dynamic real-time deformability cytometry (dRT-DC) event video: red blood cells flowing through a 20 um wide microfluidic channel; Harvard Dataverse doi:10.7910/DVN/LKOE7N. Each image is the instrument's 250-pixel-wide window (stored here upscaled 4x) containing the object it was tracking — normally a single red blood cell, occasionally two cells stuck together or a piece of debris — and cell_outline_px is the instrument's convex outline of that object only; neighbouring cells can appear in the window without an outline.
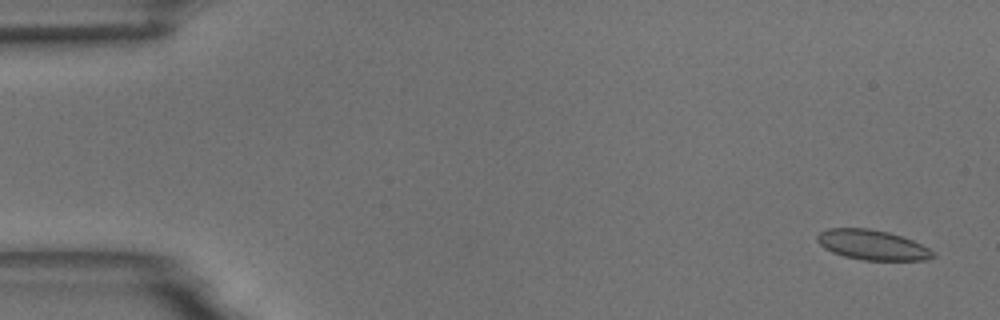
{"species": "common noctule bat (a hibernating species)", "species_latin": "Nyctalus noctula", "temperature_condition": "room temperature", "stored_images_in_passage": 10, "camera_frame_rate_fps": 3000, "um_per_image_px": 0.085, "animal": {"sex": "male", "body_mass_g": 18.8}, "frame": {"image": 1, "passage_image": 1, "time_ms": 0.0, "image_size_px": [1000, 320], "cell_outline_px": [[936, 256], [924, 260], [864, 260], [844, 256], [832, 252], [824, 248], [816, 240], [816, 236], [820, 232], [828, 228], [868, 228], [888, 232], [912, 240], [936, 252]], "centroid_in_image_um": [74.13, 20.82], "position_along_channel_um": 10.9, "area_um2": 20.17}}